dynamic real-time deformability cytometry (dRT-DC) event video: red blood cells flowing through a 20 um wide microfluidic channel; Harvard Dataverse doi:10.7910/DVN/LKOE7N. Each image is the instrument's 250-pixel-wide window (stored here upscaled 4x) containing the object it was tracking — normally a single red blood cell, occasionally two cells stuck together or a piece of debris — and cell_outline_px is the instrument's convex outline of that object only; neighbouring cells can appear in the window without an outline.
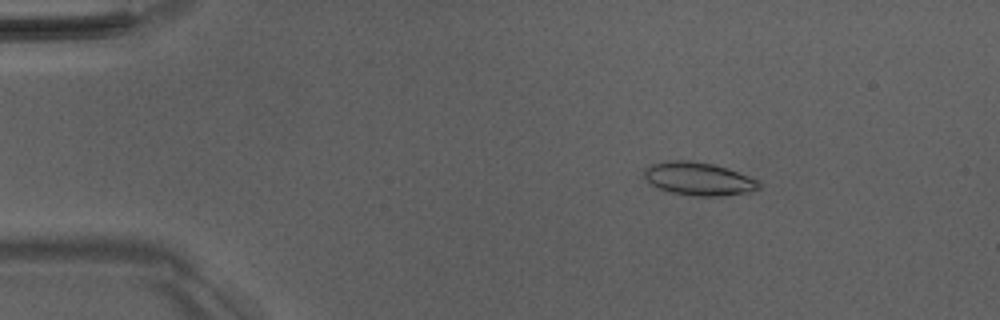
{"species": "Egyptian fruit bat (a non-hibernating species)", "species_latin": "Rousettus aegyptiacus", "temperature_condition": "room temperature", "stored_images_in_passage": 44, "camera_frame_rate_fps": 3000, "um_per_image_px": 0.085, "animal": {"sex": "male"}, "frame": {"image": 1, "passage_image": 1, "time_ms": 0.0, "image_size_px": [1000, 320], "cell_outline_px": [[760, 188], [748, 192], [720, 196], [692, 196], [664, 192], [656, 188], [644, 176], [644, 172], [652, 164], [668, 160], [692, 160], [712, 164], [728, 168], [760, 180]], "centroid_in_image_um": [59.39, 15.21], "position_along_channel_um": 25.6, "area_um2": 22.37}}
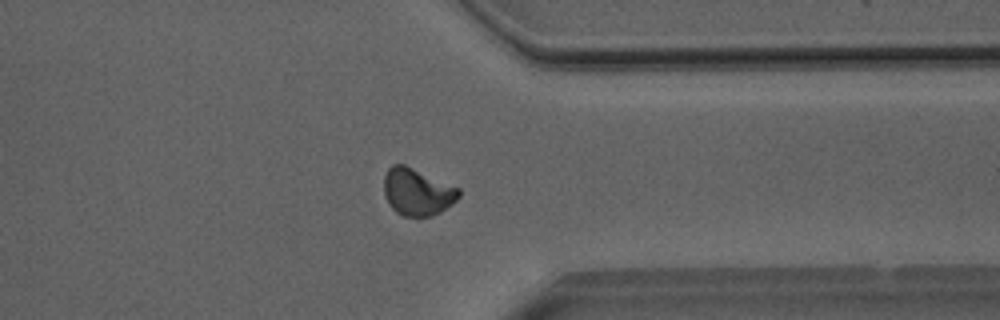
{"frame": {"image": 2, "passage_image": 33, "time_ms": 10.667, "image_size_px": [1000, 320], "cell_outline_px": [[460, 196], [452, 204], [440, 212], [432, 216], [404, 216], [396, 212], [388, 204], [384, 196], [384, 176], [388, 168], [392, 164], [404, 164], [460, 188]], "centroid_in_image_um": [35.45, 16.31], "position_along_channel_um": 375.9, "area_um2": 20.63}}
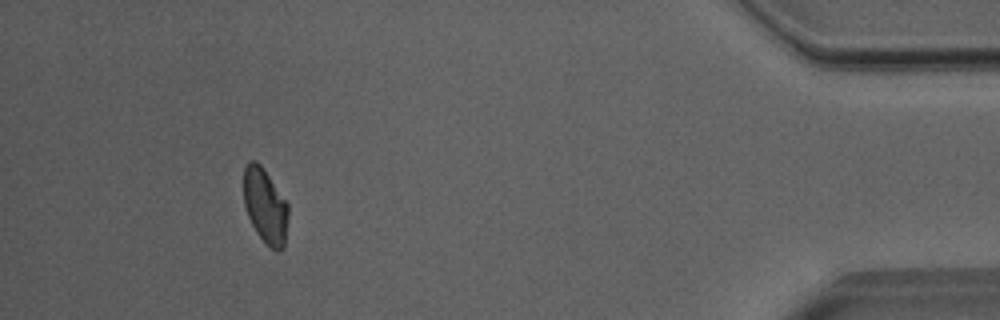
{"frame": {"image": 3, "passage_image": 40, "time_ms": 13.0, "image_size_px": [1000, 320], "cell_outline_px": [[288, 216], [284, 248], [276, 252], [256, 232], [248, 216], [244, 204], [244, 164], [248, 160], [256, 160], [260, 164], [288, 204]], "centroid_in_image_um": [22.53, 17.48], "position_along_channel_um": 412.7, "area_um2": 19.31}, "authors_computed_cell_mechanics": {"area_um2": 20.3167, "velocity_mm_per_s": 4.0296, "shape_relaxation_time_tau1_ms": 6.3324, "shape_relaxation_time_tau2_ms": 4.4617, "deformation_change_tau1": 0.148, "deformation_change_tau2": 0.0938}}